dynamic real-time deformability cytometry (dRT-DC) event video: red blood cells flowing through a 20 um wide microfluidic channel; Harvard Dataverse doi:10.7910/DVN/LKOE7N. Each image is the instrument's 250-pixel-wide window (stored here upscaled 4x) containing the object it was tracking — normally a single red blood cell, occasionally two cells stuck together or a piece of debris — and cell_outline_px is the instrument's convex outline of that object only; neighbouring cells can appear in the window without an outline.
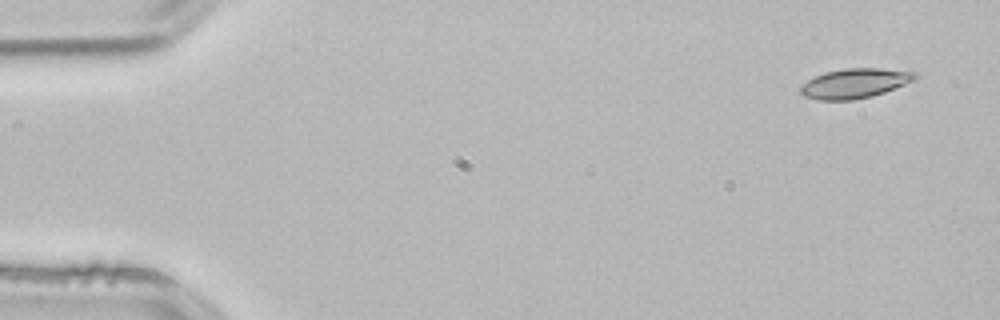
{"species": "common noctule bat (a hibernating species)", "species_latin": "Nyctalus noctula", "temperature_condition": "room temperature", "stored_images_in_passage": 3, "camera_frame_rate_fps": 3000, "um_per_image_px": 0.085, "animal": {"sex": "male", "body_mass_g": 21.5, "forearm_length_mm": 52.0}, "frame": {"image": 1, "passage_image": 1, "time_ms": 0.0, "image_size_px": [1000, 320], "cell_outline_px": [[916, 80], [884, 92], [872, 96], [852, 100], [816, 100], [804, 96], [800, 92], [800, 84], [824, 72], [844, 68], [880, 68], [916, 72]], "centroid_in_image_um": [72.63, 7.08], "position_along_channel_um": 12.4, "area_um2": 19.88}}
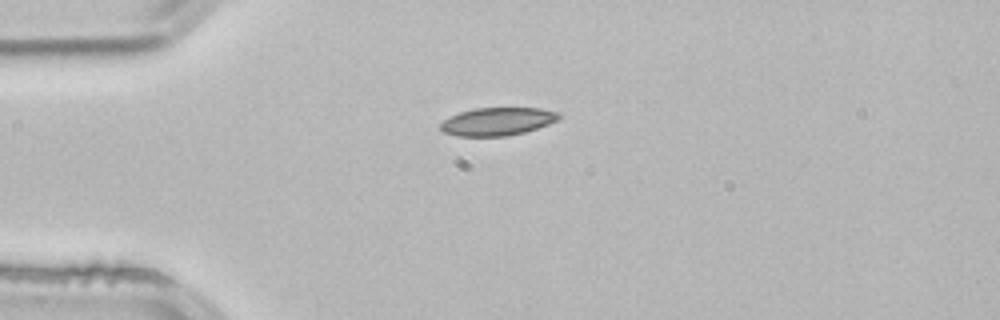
{"frame": {"image": 2, "passage_image": 3, "time_ms": 0.667, "image_size_px": [1000, 320], "cell_outline_px": [[560, 116], [556, 120], [548, 124], [524, 132], [508, 136], [456, 136], [444, 132], [440, 128], [440, 124], [444, 120], [460, 112], [472, 108], [540, 108], [560, 112]], "centroid_in_image_um": [42.28, 10.32], "position_along_channel_um": 42.7, "area_um2": 19.19}}